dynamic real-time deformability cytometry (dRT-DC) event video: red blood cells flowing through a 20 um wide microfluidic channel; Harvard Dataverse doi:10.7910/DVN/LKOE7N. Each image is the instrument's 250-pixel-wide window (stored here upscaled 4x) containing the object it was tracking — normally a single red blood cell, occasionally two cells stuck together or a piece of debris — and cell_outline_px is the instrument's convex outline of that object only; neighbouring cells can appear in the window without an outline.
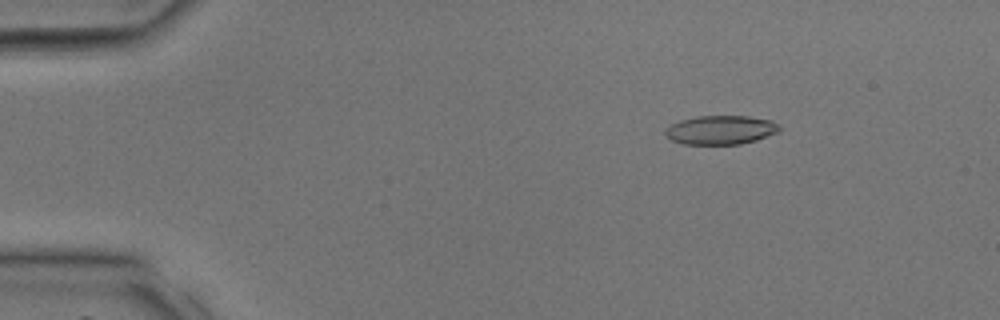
{"species": "common noctule bat (a hibernating species)", "species_latin": "Nyctalus noctula", "temperature_condition": "room temperature", "stored_images_in_passage": 38, "camera_frame_rate_fps": 3000, "um_per_image_px": 0.085, "animal": {"sex": "male", "body_mass_g": 17.9, "forearm_length_mm": 54.2}, "frame": {"image": 1, "passage_image": 6, "time_ms": 1.667, "image_size_px": [1000, 320], "cell_outline_px": [[780, 128], [776, 132], [756, 140], [740, 144], [684, 144], [672, 140], [664, 136], [664, 132], [672, 124], [680, 120], [696, 116], [748, 116], [772, 120], [780, 124]], "centroid_in_image_um": [61.25, 11.04], "position_along_channel_um": 23.7, "area_um2": 19.19}}
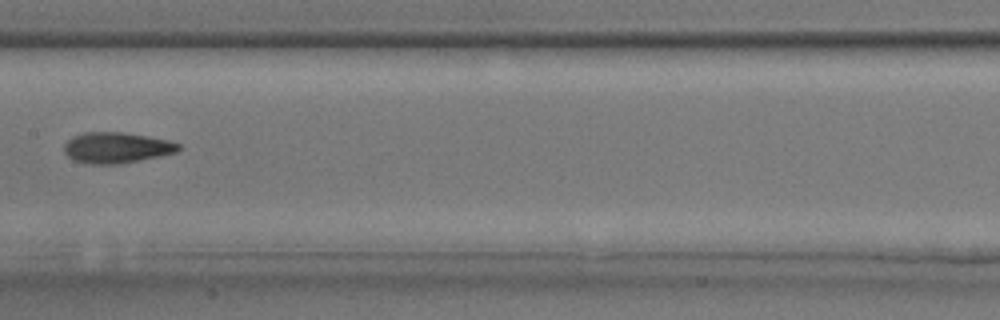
{"frame": {"image": 2, "passage_image": 20, "time_ms": 6.333, "image_size_px": [1000, 320], "cell_outline_px": [[180, 148], [176, 152], [160, 156], [116, 164], [88, 164], [72, 160], [64, 152], [64, 144], [72, 136], [84, 132], [124, 132], [148, 136], [168, 140], [180, 144]], "centroid_in_image_um": [9.87, 12.55], "position_along_channel_um": 197.5, "area_um2": 20.58}}
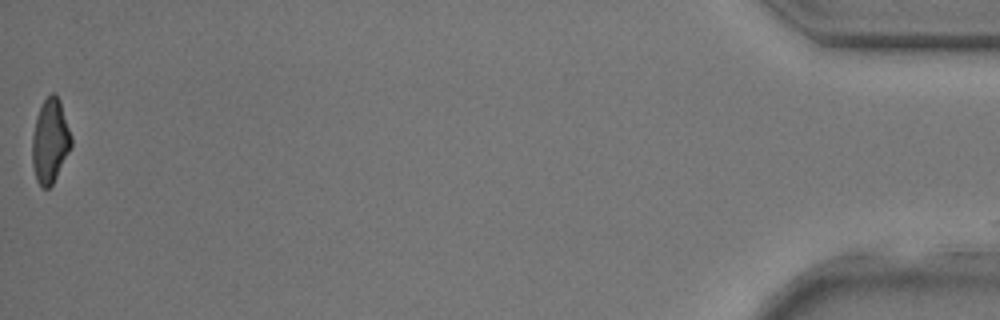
{"frame": {"image": 3, "passage_image": 38, "time_ms": 12.333, "image_size_px": [1000, 320], "cell_outline_px": [[72, 148], [52, 184], [48, 188], [40, 188], [36, 180], [32, 164], [32, 136], [36, 116], [44, 100], [52, 92], [56, 92], [60, 100], [72, 136]], "centroid_in_image_um": [4.27, 11.99], "position_along_channel_um": 430.9, "area_um2": 19.42}}